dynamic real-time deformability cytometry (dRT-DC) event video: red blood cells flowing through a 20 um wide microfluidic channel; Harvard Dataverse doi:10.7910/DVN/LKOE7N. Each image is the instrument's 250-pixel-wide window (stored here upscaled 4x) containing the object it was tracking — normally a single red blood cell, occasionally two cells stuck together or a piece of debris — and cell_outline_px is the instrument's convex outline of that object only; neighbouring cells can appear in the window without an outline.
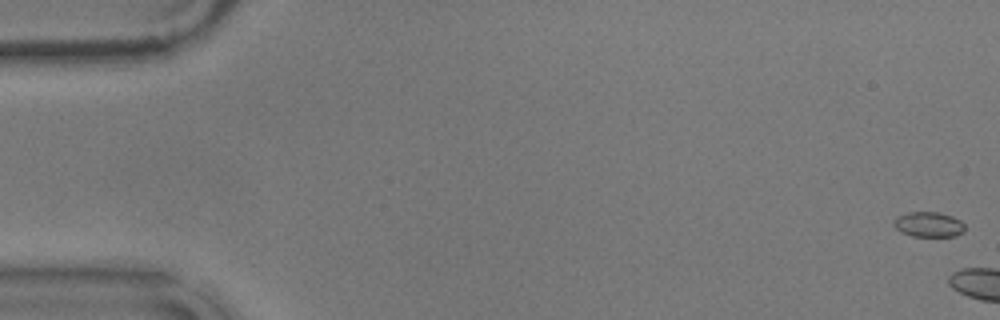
{"species": "common noctule bat (a hibernating species)", "species_latin": "Nyctalus noctula", "temperature_condition": "warm", "stored_images_in_passage": 5, "camera_frame_rate_fps": 3000, "um_per_image_px": 0.085, "animal": {"sex": "male", "body_mass_g": 17.9}, "frame": {"image": 1, "passage_image": 1, "time_ms": 0.0, "image_size_px": [1000, 320], "cell_outline_px": [[964, 232], [952, 236], [912, 236], [900, 232], [892, 224], [892, 220], [896, 216], [908, 212], [936, 212], [952, 216], [960, 220], [964, 224]], "centroid_in_image_um": [78.88, 19.07], "position_along_channel_um": 6.1, "area_um2": 10.46}}